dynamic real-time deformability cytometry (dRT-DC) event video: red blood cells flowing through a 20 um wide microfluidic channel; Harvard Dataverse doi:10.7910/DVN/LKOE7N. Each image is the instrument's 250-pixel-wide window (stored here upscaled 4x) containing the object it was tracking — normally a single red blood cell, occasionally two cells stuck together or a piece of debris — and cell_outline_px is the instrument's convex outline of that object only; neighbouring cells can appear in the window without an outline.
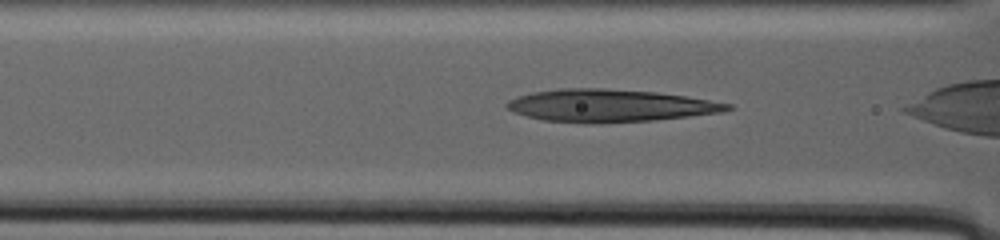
{"species": "human", "species_latin": "Homo sapiens", "temperature_condition": "warm", "stored_images_in_passage": 58, "camera_frame_rate_fps": 3000, "um_per_image_px": 0.085, "donor": {"sex": "male"}, "frame": {"image": 1, "passage_image": 29, "time_ms": 13.667, "image_size_px": [1000, 240], "cell_outline_px": [[732, 108], [720, 112], [656, 120], [592, 124], [584, 124], [544, 120], [512, 112], [504, 104], [508, 100], [516, 96], [532, 92], [560, 88], [604, 88], [656, 92], [684, 96], [732, 104]], "centroid_in_image_um": [51.76, 8.98], "position_along_channel_um": 114.8, "area_um2": 41.91}}
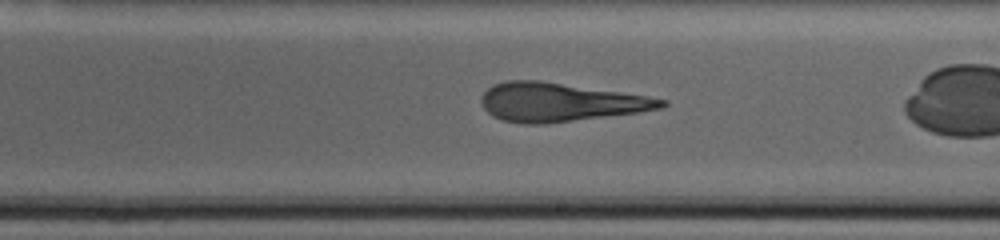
{"frame": {"image": 2, "passage_image": 42, "time_ms": 19.333, "image_size_px": [1000, 240], "cell_outline_px": [[668, 104], [664, 108], [640, 112], [544, 124], [524, 124], [500, 120], [492, 116], [484, 108], [480, 100], [480, 96], [492, 84], [508, 80], [540, 80], [648, 96], [668, 100]], "centroid_in_image_um": [47.58, 8.69], "position_along_channel_um": 241.4, "area_um2": 40.75}}
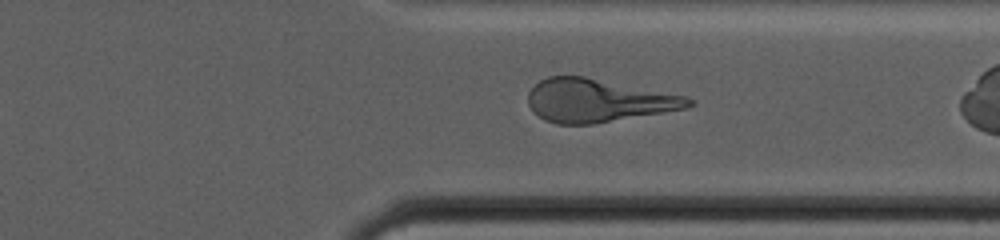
{"frame": {"image": 3, "passage_image": 55, "time_ms": 24.667, "image_size_px": [1000, 240], "cell_outline_px": [[696, 104], [688, 108], [592, 124], [556, 124], [544, 120], [532, 112], [528, 104], [528, 92], [540, 80], [548, 76], [584, 76], [688, 96], [696, 100]], "centroid_in_image_um": [50.84, 8.54], "position_along_channel_um": 360.6, "area_um2": 40.58}}